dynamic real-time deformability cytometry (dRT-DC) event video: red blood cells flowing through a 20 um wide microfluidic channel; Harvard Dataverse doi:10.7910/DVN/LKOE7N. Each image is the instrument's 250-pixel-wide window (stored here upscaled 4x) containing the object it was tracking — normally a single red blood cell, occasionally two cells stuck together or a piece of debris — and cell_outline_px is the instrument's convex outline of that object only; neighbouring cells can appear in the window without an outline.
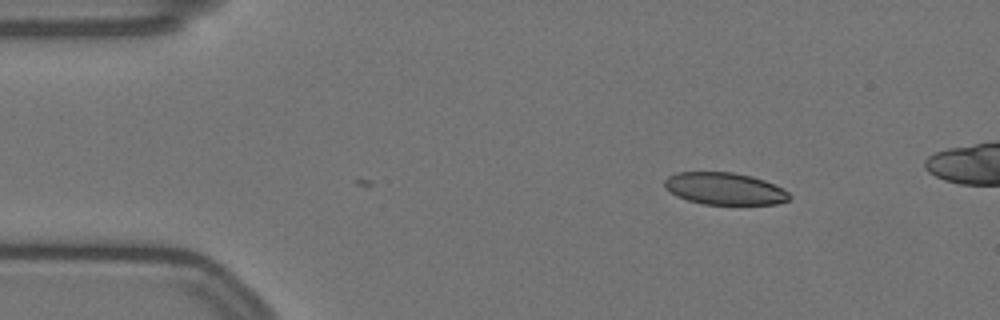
{"species": "Egyptian fruit bat (a non-hibernating species)", "species_latin": "Rousettus aegyptiacus", "temperature_condition": "warm", "stored_images_in_passage": 2, "camera_frame_rate_fps": 3000, "um_per_image_px": 0.085, "animal": {"sex": "female"}, "frame": {"image": 1, "passage_image": 2, "time_ms": 0.333, "image_size_px": [1000, 320], "cell_outline_px": [[792, 196], [788, 200], [776, 204], [704, 204], [688, 200], [676, 196], [664, 188], [664, 180], [668, 176], [676, 172], [732, 172], [752, 176], [764, 180], [788, 192]], "centroid_in_image_um": [61.55, 16.03], "position_along_channel_um": 23.5, "area_um2": 23.29}}